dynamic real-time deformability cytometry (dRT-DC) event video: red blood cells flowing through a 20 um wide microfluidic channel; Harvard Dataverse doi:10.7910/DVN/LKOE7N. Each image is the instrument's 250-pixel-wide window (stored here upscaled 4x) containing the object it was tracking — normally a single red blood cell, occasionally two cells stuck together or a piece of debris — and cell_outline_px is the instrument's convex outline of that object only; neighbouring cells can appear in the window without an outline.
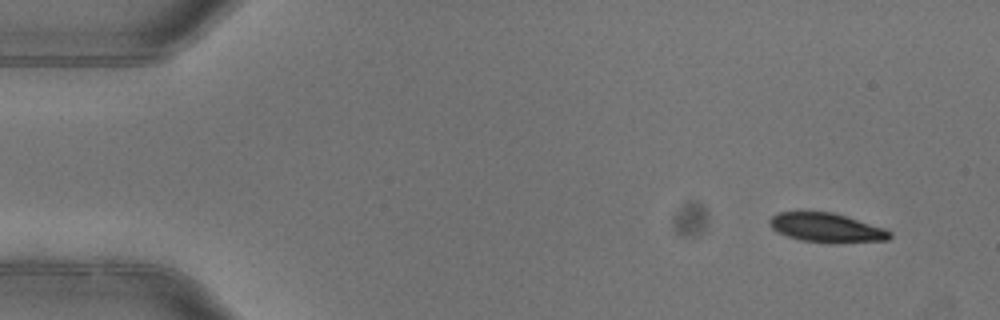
{"species": "common noctule bat (a hibernating species)", "species_latin": "Nyctalus noctula", "temperature_condition": "warm", "stored_images_in_passage": 3, "camera_frame_rate_fps": 3000, "um_per_image_px": 0.085, "animal": {"sex": "female"}, "frame": {"image": 1, "passage_image": 1, "time_ms": 0.0, "image_size_px": [1000, 320], "cell_outline_px": [[892, 236], [888, 240], [832, 244], [800, 240], [788, 236], [772, 228], [768, 224], [768, 220], [772, 216], [780, 212], [832, 212], [884, 228], [892, 232]], "centroid_in_image_um": [70.27, 19.37], "position_along_channel_um": 14.7, "area_um2": 20.46}}
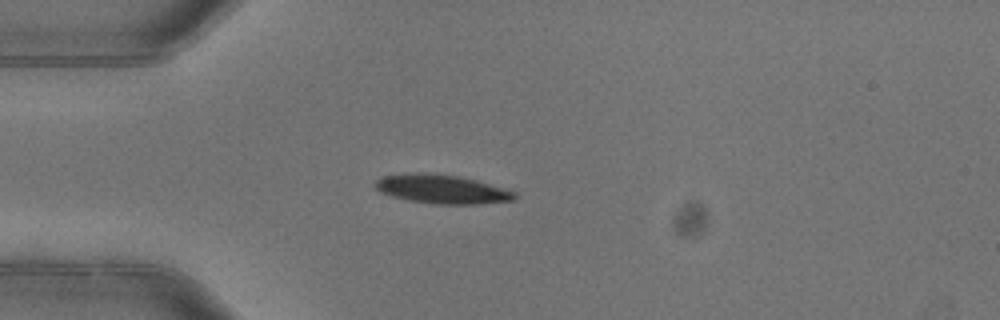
{"frame": {"image": 2, "passage_image": 3, "time_ms": 0.667, "image_size_px": [1000, 320], "cell_outline_px": [[516, 200], [476, 204], [436, 204], [408, 200], [392, 196], [380, 192], [372, 184], [376, 180], [384, 176], [408, 172], [428, 172], [456, 176], [476, 180], [516, 192]], "centroid_in_image_um": [37.52, 16.07], "position_along_channel_um": 47.5, "area_um2": 23.52}}